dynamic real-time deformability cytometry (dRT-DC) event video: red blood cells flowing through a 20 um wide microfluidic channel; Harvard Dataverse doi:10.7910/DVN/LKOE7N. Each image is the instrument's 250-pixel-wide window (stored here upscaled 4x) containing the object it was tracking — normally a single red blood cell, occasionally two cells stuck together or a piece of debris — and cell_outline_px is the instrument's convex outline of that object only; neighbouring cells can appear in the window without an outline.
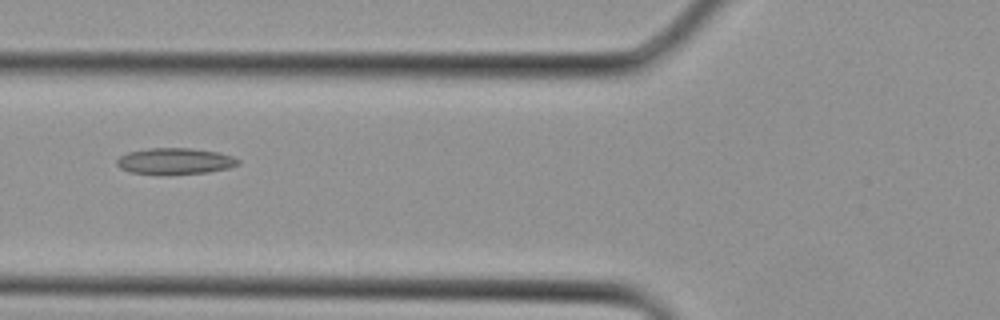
{"species": "Egyptian fruit bat (a non-hibernating species)", "species_latin": "Rousettus aegyptiacus", "temperature_condition": "cold", "stored_images_in_passage": 4, "camera_frame_rate_fps": 3000, "um_per_image_px": 0.085, "animal": {"sex": "female"}, "frame": {"image": 1, "passage_image": 4, "time_ms": 1.0, "image_size_px": [1000, 320], "cell_outline_px": [[240, 164], [228, 168], [208, 172], [160, 176], [132, 172], [120, 168], [116, 164], [116, 160], [120, 156], [128, 152], [148, 148], [188, 148], [220, 152], [232, 156], [240, 160]], "centroid_in_image_um": [14.86, 13.71], "position_along_channel_um": 110.9, "area_um2": 18.96}}